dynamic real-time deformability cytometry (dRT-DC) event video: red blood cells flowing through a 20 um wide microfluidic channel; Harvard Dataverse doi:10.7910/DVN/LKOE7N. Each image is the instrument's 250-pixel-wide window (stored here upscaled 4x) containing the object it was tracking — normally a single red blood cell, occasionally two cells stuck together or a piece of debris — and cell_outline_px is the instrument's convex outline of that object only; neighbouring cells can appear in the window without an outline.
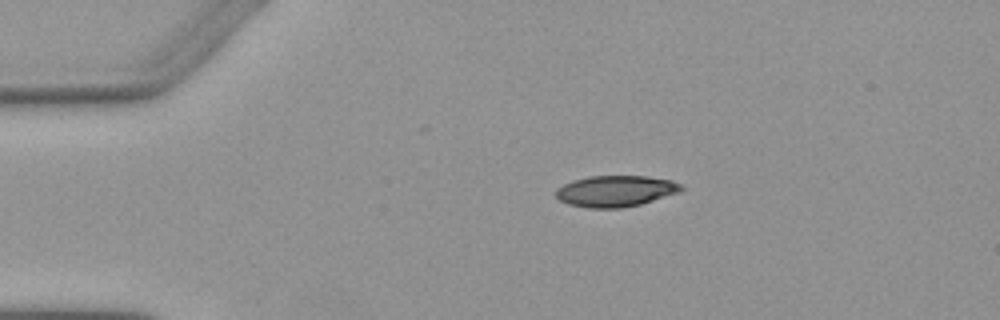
{"species": "Egyptian fruit bat (a non-hibernating species)", "species_latin": "Rousettus aegyptiacus", "temperature_condition": "warm", "stored_images_in_passage": 3, "camera_frame_rate_fps": 3000, "um_per_image_px": 0.085, "animal": {"sex": "female"}, "frame": {"image": 1, "passage_image": 1, "time_ms": 0.0, "image_size_px": [1000, 320], "cell_outline_px": [[684, 188], [680, 192], [640, 204], [620, 208], [588, 208], [568, 204], [560, 200], [556, 196], [556, 188], [564, 184], [588, 176], [644, 176], [672, 180], [680, 184]], "centroid_in_image_um": [52.33, 16.24], "position_along_channel_um": 32.7, "area_um2": 22.66}}
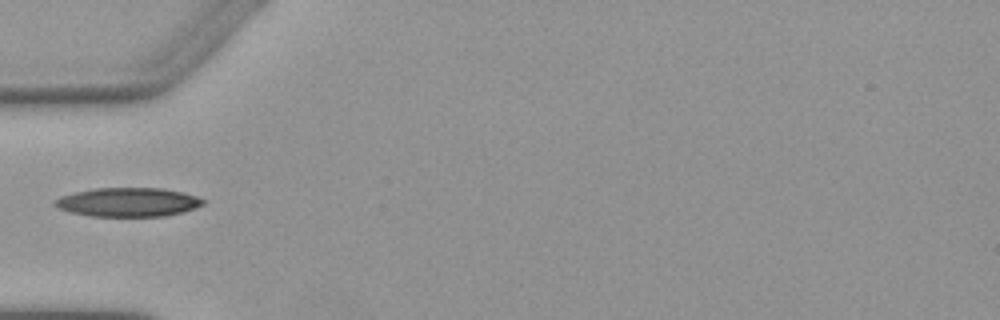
{"frame": {"image": 2, "passage_image": 3, "time_ms": 2.333, "image_size_px": [1000, 320], "cell_outline_px": [[208, 200], [204, 204], [184, 212], [164, 216], [88, 216], [72, 212], [60, 208], [52, 204], [52, 200], [60, 196], [76, 192], [96, 188], [160, 188], [180, 192], [196, 196]], "centroid_in_image_um": [10.89, 17.18], "position_along_channel_um": 74.1, "area_um2": 24.97}}